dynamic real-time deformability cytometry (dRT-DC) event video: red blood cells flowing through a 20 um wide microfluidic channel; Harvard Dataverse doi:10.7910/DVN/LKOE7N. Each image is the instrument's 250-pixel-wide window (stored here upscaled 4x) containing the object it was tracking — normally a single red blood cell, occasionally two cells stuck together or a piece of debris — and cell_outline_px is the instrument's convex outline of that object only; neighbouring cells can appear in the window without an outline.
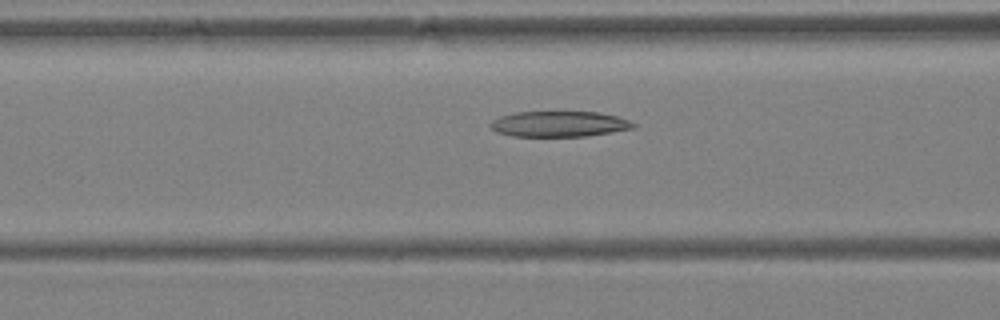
{"species": "Egyptian fruit bat (a non-hibernating species)", "species_latin": "Rousettus aegyptiacus", "temperature_condition": "warm", "stored_images_in_passage": 24, "camera_frame_rate_fps": 3000, "um_per_image_px": 0.085, "animal": {"sex": "female"}, "frame": {"image": 1, "passage_image": 12, "time_ms": 3.667, "image_size_px": [1000, 320], "cell_outline_px": [[636, 128], [584, 136], [512, 136], [496, 132], [488, 124], [492, 120], [500, 116], [516, 112], [600, 112], [616, 116], [628, 120], [636, 124]], "centroid_in_image_um": [47.51, 10.53], "position_along_channel_um": 119.1, "area_um2": 21.27}}
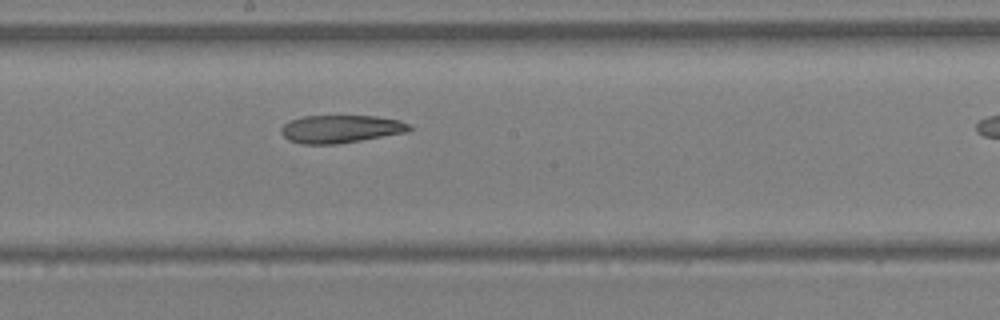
{"frame": {"image": 2, "passage_image": 18, "time_ms": 5.667, "image_size_px": [1000, 320], "cell_outline_px": [[412, 128], [408, 132], [336, 144], [300, 144], [288, 140], [280, 132], [280, 128], [284, 124], [300, 116], [376, 116], [400, 120], [408, 124]], "centroid_in_image_um": [28.94, 10.96], "position_along_channel_um": 219.3, "area_um2": 20.81}}
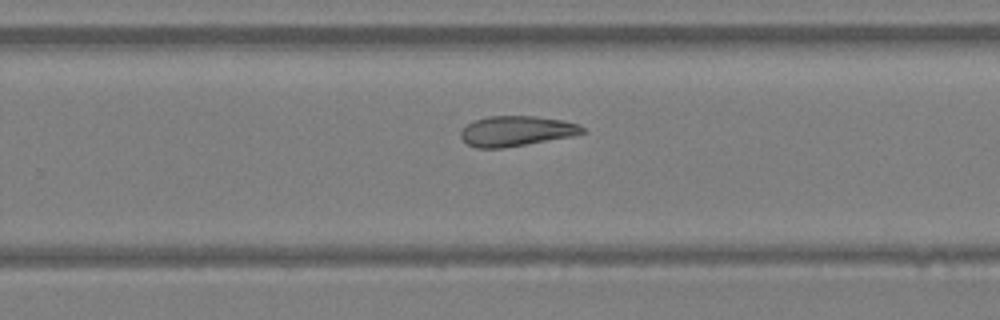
{"frame": {"image": 3, "passage_image": 22, "time_ms": 7.0, "image_size_px": [1000, 320], "cell_outline_px": [[584, 132], [572, 136], [504, 148], [476, 148], [468, 144], [460, 136], [460, 132], [468, 124], [476, 120], [488, 116], [536, 116], [564, 120], [576, 124], [584, 128]], "centroid_in_image_um": [43.88, 11.14], "position_along_channel_um": 285.9, "area_um2": 21.21}}